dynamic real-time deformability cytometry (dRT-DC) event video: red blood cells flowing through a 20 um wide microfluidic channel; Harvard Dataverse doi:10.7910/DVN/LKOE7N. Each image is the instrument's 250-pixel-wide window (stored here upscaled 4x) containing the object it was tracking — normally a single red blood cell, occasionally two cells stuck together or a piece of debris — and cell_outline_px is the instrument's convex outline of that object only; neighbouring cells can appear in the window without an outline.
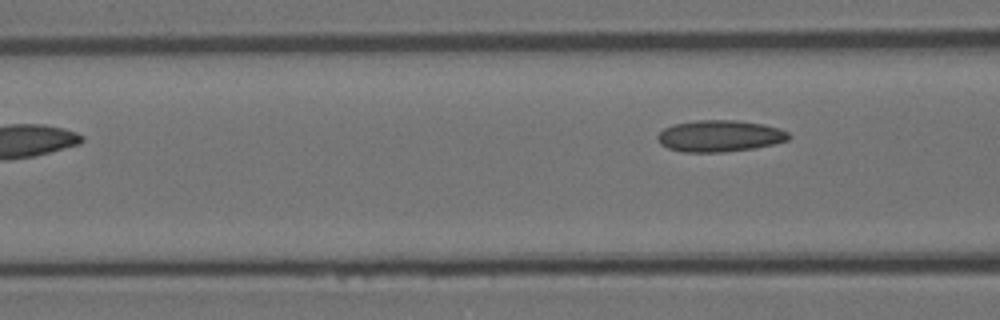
{"species": "Egyptian fruit bat (a non-hibernating species)", "species_latin": "Rousettus aegyptiacus", "temperature_condition": "room temperature", "stored_images_in_passage": 5, "camera_frame_rate_fps": 3000, "um_per_image_px": 0.085, "animal": {"sex": "female"}, "frame": {"image": 1, "passage_image": 5, "time_ms": 1.333, "image_size_px": [1000, 320], "cell_outline_px": [[792, 136], [788, 140], [756, 148], [724, 152], [680, 152], [668, 148], [660, 144], [656, 136], [664, 128], [676, 124], [696, 120], [736, 120], [764, 124], [780, 128], [788, 132]], "centroid_in_image_um": [61.19, 11.56], "position_along_channel_um": 105.4, "area_um2": 24.28}}